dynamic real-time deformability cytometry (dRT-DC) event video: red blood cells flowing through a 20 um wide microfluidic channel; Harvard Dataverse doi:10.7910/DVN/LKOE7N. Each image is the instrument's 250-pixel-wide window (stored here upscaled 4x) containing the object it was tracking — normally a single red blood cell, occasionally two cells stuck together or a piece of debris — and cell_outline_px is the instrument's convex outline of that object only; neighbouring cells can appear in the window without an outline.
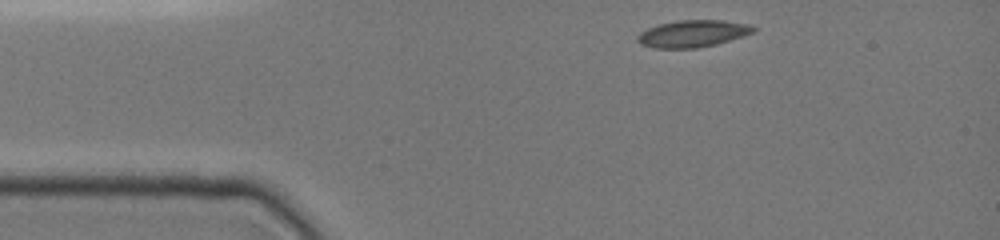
{"species": "common noctule bat (a hibernating species)", "species_latin": "Nyctalus noctula", "temperature_condition": "cold", "stored_images_in_passage": 3, "camera_frame_rate_fps": 3000, "um_per_image_px": 0.085, "animal": {"sex": "female", "body_mass_g": 19.0, "forearm_length_mm": 51.5}, "frame": {"image": 1, "passage_image": 1, "time_ms": 0.0, "image_size_px": [1000, 240], "cell_outline_px": [[756, 32], [744, 36], [716, 44], [696, 48], [652, 48], [640, 44], [636, 40], [636, 36], [640, 32], [648, 28], [660, 24], [676, 20], [724, 20], [752, 24], [756, 28]], "centroid_in_image_um": [58.91, 2.85], "position_along_channel_um": 26.1, "area_um2": 18.5}}
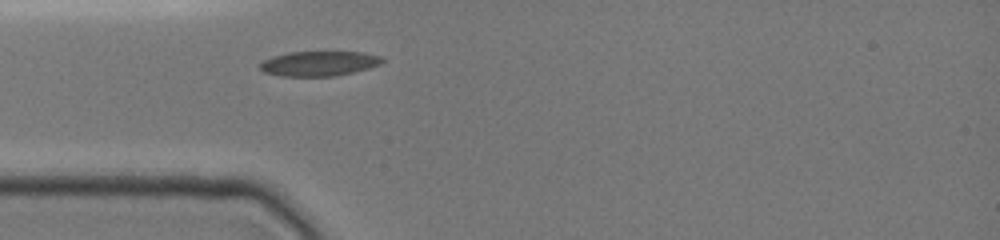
{"frame": {"image": 2, "passage_image": 3, "time_ms": 2.0, "image_size_px": [1000, 240], "cell_outline_px": [[384, 60], [380, 64], [368, 68], [336, 76], [280, 76], [264, 72], [260, 68], [260, 64], [264, 60], [272, 56], [288, 52], [364, 52], [384, 56]], "centroid_in_image_um": [27.13, 5.39], "position_along_channel_um": 57.9, "area_um2": 17.74}}